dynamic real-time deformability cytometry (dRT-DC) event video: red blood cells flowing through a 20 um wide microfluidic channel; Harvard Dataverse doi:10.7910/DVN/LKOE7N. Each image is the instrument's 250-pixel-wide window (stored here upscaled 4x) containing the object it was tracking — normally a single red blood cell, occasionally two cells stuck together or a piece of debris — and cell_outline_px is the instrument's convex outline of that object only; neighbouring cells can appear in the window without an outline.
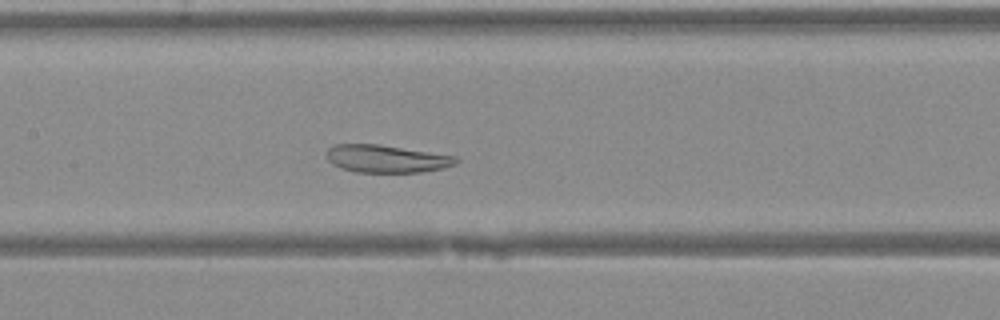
{"species": "Egyptian fruit bat (a non-hibernating species)", "species_latin": "Rousettus aegyptiacus", "temperature_condition": "warm", "stored_images_in_passage": 42, "camera_frame_rate_fps": 3000, "um_per_image_px": 0.085, "animal": {"sex": "female"}, "frame": {"image": 1, "passage_image": 20, "time_ms": 6.333, "image_size_px": [1000, 320], "cell_outline_px": [[460, 160], [456, 164], [444, 168], [420, 172], [356, 172], [340, 168], [332, 164], [324, 156], [324, 152], [328, 148], [336, 144], [380, 144], [456, 156]], "centroid_in_image_um": [32.81, 13.49], "position_along_channel_um": 174.6, "area_um2": 21.1}}
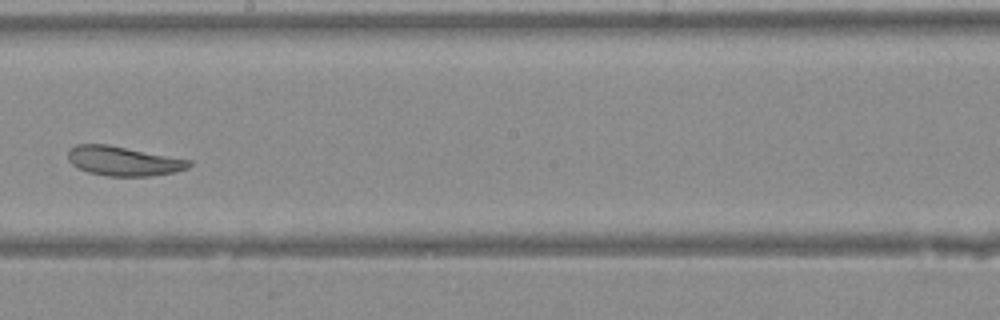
{"frame": {"image": 2, "passage_image": 24, "time_ms": 7.667, "image_size_px": [1000, 320], "cell_outline_px": [[192, 164], [188, 168], [172, 172], [148, 176], [108, 176], [88, 172], [72, 164], [68, 160], [68, 152], [76, 144], [108, 144], [192, 160]], "centroid_in_image_um": [10.5, 13.68], "position_along_channel_um": 237.7, "area_um2": 20.63}}
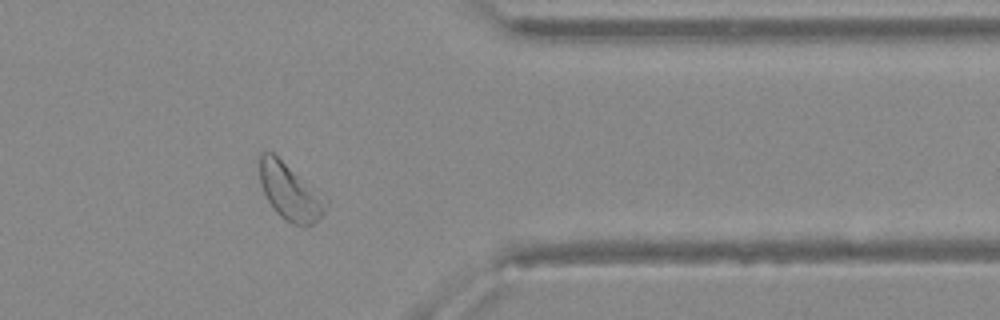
{"frame": {"image": 3, "passage_image": 34, "time_ms": 11.0, "image_size_px": [1000, 320], "cell_outline_px": [[328, 204], [324, 212], [312, 224], [304, 228], [292, 224], [284, 220], [276, 212], [268, 200], [260, 184], [260, 152], [272, 152], [328, 196]], "centroid_in_image_um": [24.7, 16.32], "position_along_channel_um": 386.7, "area_um2": 22.31}}